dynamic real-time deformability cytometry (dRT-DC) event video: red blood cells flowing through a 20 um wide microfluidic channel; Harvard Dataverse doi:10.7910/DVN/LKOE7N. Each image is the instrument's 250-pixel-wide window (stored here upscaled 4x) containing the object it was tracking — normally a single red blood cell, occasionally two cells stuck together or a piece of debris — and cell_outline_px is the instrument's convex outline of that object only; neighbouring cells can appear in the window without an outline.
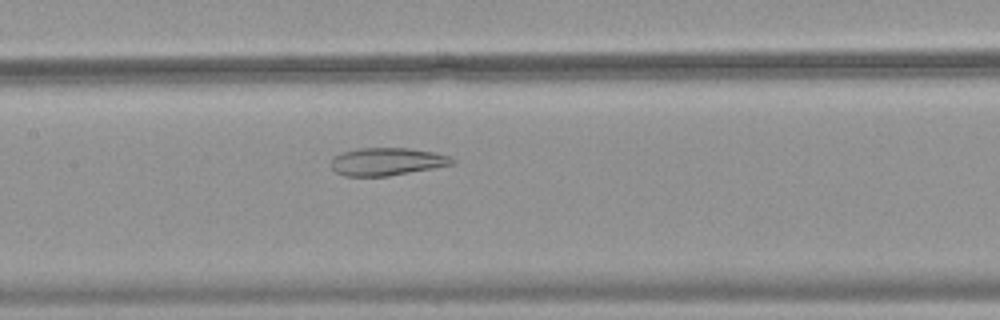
{"species": "common noctule bat (a hibernating species)", "species_latin": "Nyctalus noctula", "temperature_condition": "warm", "stored_images_in_passage": 33, "camera_frame_rate_fps": 3000, "um_per_image_px": 0.085, "animal": {"sex": "female", "body_mass_g": 18.4}, "frame": {"image": 1, "passage_image": 9, "time_ms": 2.667, "image_size_px": [1000, 320], "cell_outline_px": [[456, 164], [388, 176], [344, 176], [336, 172], [332, 168], [332, 156], [344, 152], [360, 148], [408, 148], [436, 152], [448, 156], [456, 160]], "centroid_in_image_um": [32.92, 13.73], "position_along_channel_um": 174.5, "area_um2": 19.59}}
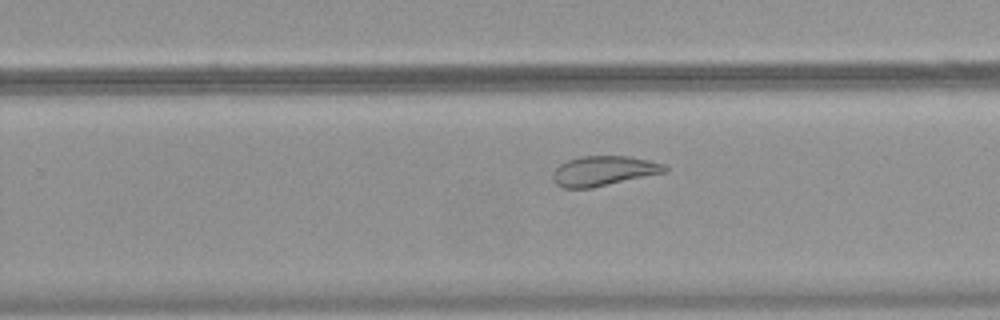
{"frame": {"image": 2, "passage_image": 17, "time_ms": 5.333, "image_size_px": [1000, 320], "cell_outline_px": [[668, 172], [592, 188], [564, 188], [556, 184], [552, 180], [552, 172], [560, 164], [568, 160], [580, 156], [628, 156], [648, 160], [664, 164], [668, 168]], "centroid_in_image_um": [51.31, 14.53], "position_along_channel_um": 278.5, "area_um2": 19.65}}
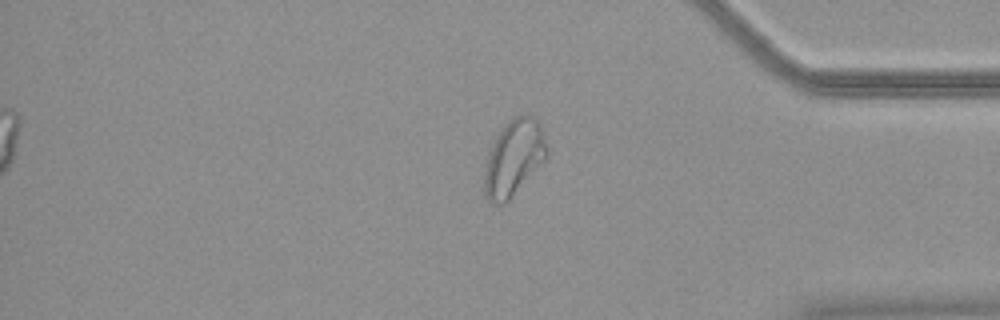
{"frame": {"image": 3, "passage_image": 27, "time_ms": 8.667, "image_size_px": [1000, 320], "cell_outline_px": [[548, 156], [508, 200], [504, 204], [492, 204], [484, 196], [484, 164], [492, 144], [496, 136], [504, 124], [512, 116], [528, 112], [540, 124], [548, 148]], "centroid_in_image_um": [43.65, 13.38], "position_along_channel_um": 391.5, "area_um2": 27.86}}